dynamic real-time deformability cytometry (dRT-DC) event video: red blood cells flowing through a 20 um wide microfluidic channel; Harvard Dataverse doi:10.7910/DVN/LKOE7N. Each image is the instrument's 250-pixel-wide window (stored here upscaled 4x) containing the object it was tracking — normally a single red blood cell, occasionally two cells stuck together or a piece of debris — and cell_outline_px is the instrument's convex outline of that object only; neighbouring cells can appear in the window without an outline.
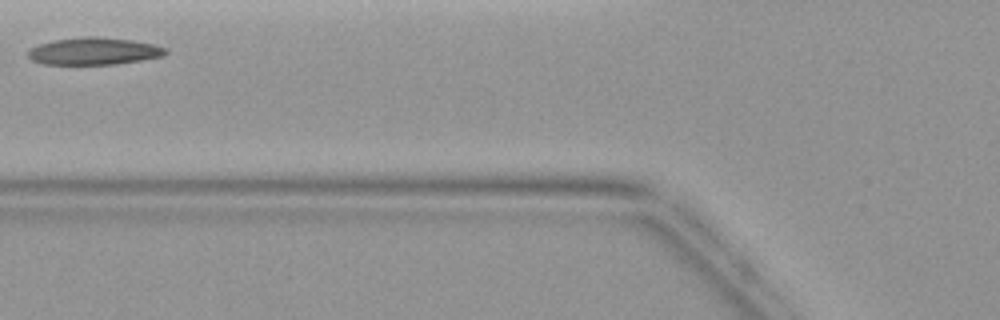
{"species": "common noctule bat (a hibernating species)", "species_latin": "Nyctalus noctula", "temperature_condition": "warm", "stored_images_in_passage": 5, "camera_frame_rate_fps": 3000, "um_per_image_px": 0.085, "animal": {"sex": "female", "body_mass_g": 19.9}, "frame": {"image": 1, "passage_image": 5, "time_ms": 5.0, "image_size_px": [1000, 320], "cell_outline_px": [[168, 52], [164, 56], [116, 64], [44, 64], [32, 60], [28, 56], [28, 52], [32, 48], [40, 44], [56, 40], [88, 36], [96, 36], [132, 40], [152, 44], [168, 48]], "centroid_in_image_um": [8.03, 4.35], "position_along_channel_um": 117.8, "area_um2": 21.62}}